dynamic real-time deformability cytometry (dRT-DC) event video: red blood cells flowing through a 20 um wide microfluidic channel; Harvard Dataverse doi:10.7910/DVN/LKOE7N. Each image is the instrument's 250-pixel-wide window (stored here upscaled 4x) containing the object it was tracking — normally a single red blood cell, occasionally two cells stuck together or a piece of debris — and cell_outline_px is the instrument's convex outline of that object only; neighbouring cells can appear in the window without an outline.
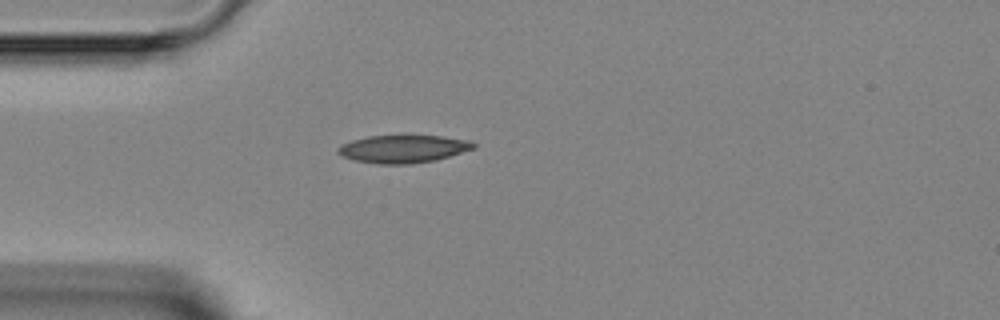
{"species": "Egyptian fruit bat (a non-hibernating species)", "species_latin": "Rousettus aegyptiacus", "temperature_condition": "room temperature", "stored_images_in_passage": 1, "camera_frame_rate_fps": 3000, "um_per_image_px": 0.085, "animal": {"sex": "female"}, "frame": {"image": 1, "passage_image": 1, "time_ms": 0.0, "image_size_px": [1000, 320], "cell_outline_px": [[476, 148], [436, 160], [412, 164], [380, 164], [356, 160], [340, 156], [336, 152], [336, 148], [340, 144], [352, 140], [368, 136], [400, 132], [440, 136], [468, 140], [476, 144]], "centroid_in_image_um": [34.24, 12.61], "position_along_channel_um": 50.8, "area_um2": 23.0}}